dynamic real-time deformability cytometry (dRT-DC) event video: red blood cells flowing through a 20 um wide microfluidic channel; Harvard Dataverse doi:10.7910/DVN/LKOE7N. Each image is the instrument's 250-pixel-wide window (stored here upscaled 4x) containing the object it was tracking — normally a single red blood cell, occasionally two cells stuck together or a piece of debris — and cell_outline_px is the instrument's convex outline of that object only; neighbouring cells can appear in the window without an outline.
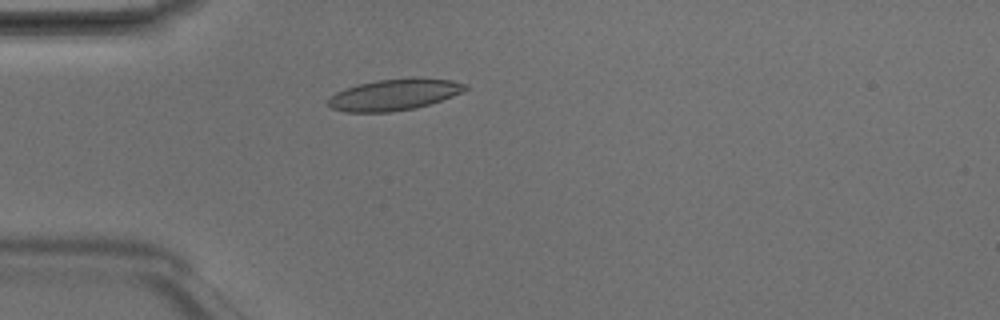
{"species": "Egyptian fruit bat (a non-hibernating species)", "species_latin": "Rousettus aegyptiacus", "temperature_condition": "room temperature", "stored_images_in_passage": 4, "camera_frame_rate_fps": 3000, "um_per_image_px": 0.085, "animal": {"sex": "male"}, "frame": {"image": 1, "passage_image": 4, "time_ms": 1.0, "image_size_px": [1000, 320], "cell_outline_px": [[468, 88], [452, 96], [416, 108], [392, 112], [344, 112], [332, 108], [328, 104], [328, 100], [336, 92], [344, 88], [356, 84], [376, 80], [416, 76], [452, 80], [468, 84]], "centroid_in_image_um": [33.51, 8.02], "position_along_channel_um": 51.5, "area_um2": 25.32}}